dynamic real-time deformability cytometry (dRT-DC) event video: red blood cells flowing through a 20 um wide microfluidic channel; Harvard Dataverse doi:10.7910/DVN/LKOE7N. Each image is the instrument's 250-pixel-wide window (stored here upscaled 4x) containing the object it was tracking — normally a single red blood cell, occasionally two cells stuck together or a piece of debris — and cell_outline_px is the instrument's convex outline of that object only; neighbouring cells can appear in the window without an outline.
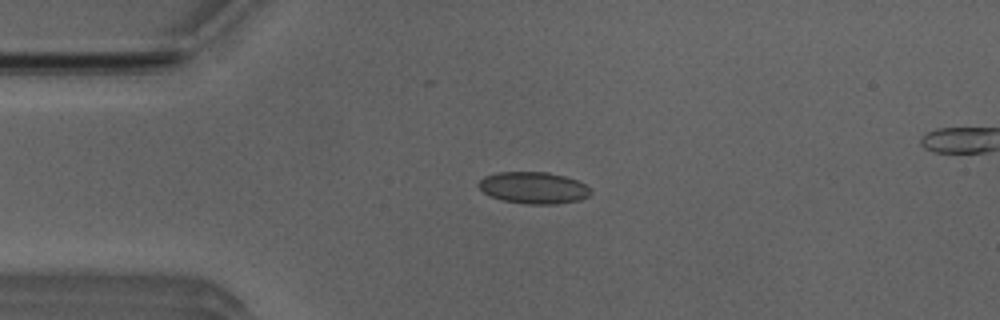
{"species": "Egyptian fruit bat (a non-hibernating species)", "species_latin": "Rousettus aegyptiacus", "temperature_condition": "room temperature", "stored_images_in_passage": 43, "camera_frame_rate_fps": 3000, "um_per_image_px": 0.085, "animal": {"sex": "male"}, "frame": {"image": 1, "passage_image": 4, "time_ms": 1.0, "image_size_px": [1000, 320], "cell_outline_px": [[592, 192], [588, 196], [580, 200], [556, 204], [524, 204], [500, 200], [488, 196], [480, 188], [480, 180], [484, 176], [500, 172], [548, 172], [564, 176], [576, 180], [584, 184]], "centroid_in_image_um": [45.34, 15.97], "position_along_channel_um": 39.7, "area_um2": 20.69}}
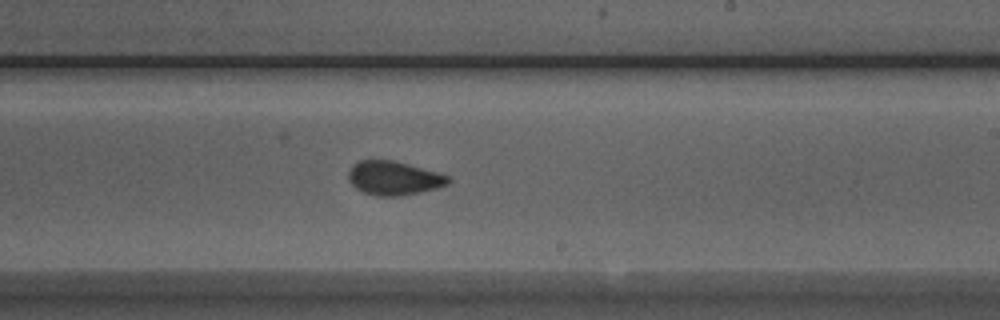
{"frame": {"image": 2, "passage_image": 22, "time_ms": 7.0, "image_size_px": [1000, 320], "cell_outline_px": [[452, 180], [448, 184], [436, 188], [420, 192], [400, 196], [376, 196], [364, 192], [356, 188], [348, 180], [348, 172], [352, 164], [360, 160], [392, 160], [408, 164], [436, 172], [448, 176]], "centroid_in_image_um": [33.45, 15.14], "position_along_channel_um": 255.6, "area_um2": 19.65}}
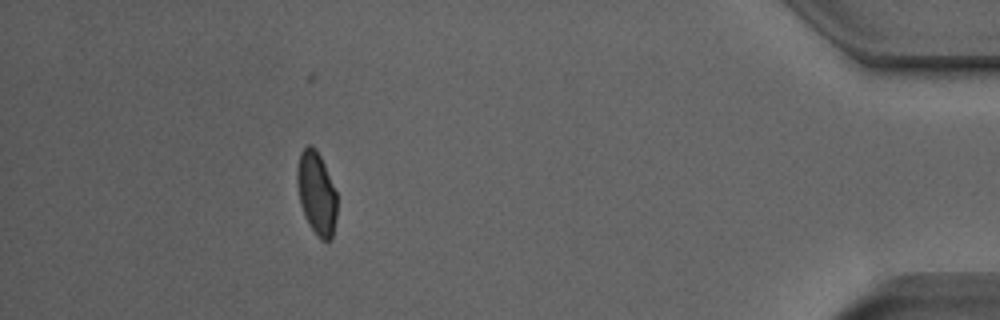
{"frame": {"image": 3, "passage_image": 38, "time_ms": 12.333, "image_size_px": [1000, 320], "cell_outline_px": [[336, 216], [332, 240], [320, 240], [316, 236], [308, 224], [300, 204], [296, 184], [296, 168], [300, 152], [308, 144], [316, 148], [324, 164], [336, 192]], "centroid_in_image_um": [26.88, 16.43], "position_along_channel_um": 408.3, "area_um2": 19.48}, "authors_computed_cell_mechanics": {"area_um2": 19.8254, "velocity_mm_per_s": 3.998, "shape_relaxation_time_tau1_ms": 4.4204, "shape_relaxation_time_tau2_ms": 0.7315, "deformation_change_tau1": 0.0761, "deformation_change_tau2": 0.0384}}